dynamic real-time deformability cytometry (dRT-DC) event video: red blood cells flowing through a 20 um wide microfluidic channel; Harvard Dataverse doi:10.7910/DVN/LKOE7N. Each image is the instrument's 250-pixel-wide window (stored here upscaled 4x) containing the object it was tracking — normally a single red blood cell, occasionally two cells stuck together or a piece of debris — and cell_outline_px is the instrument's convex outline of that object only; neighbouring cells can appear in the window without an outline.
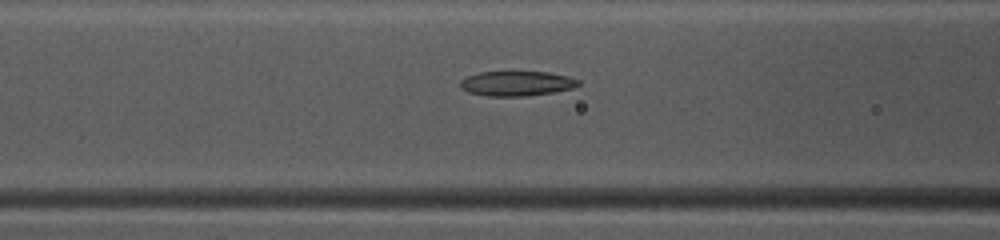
{"species": "common noctule bat (a hibernating species)", "species_latin": "Nyctalus noctula", "temperature_condition": "warm", "stored_images_in_passage": 48, "camera_frame_rate_fps": 3000, "um_per_image_px": 0.085, "animal": {"sex": "female", "body_mass_g": 10.0, "forearm_length_mm": 53.1}, "frame": {"image": 1, "passage_image": 20, "time_ms": 6.333, "image_size_px": [1000, 240], "cell_outline_px": [[580, 84], [572, 88], [552, 92], [524, 96], [488, 96], [468, 92], [460, 88], [460, 80], [468, 76], [480, 72], [512, 68], [548, 72], [568, 76], [580, 80]], "centroid_in_image_um": [43.89, 7.03], "position_along_channel_um": 122.7, "area_um2": 17.98}}
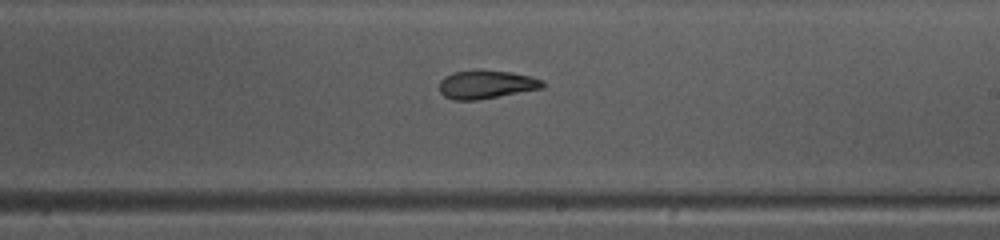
{"frame": {"image": 2, "passage_image": 29, "time_ms": 9.333, "image_size_px": [1000, 240], "cell_outline_px": [[544, 88], [476, 100], [452, 100], [444, 96], [440, 92], [440, 80], [444, 76], [456, 72], [480, 68], [512, 72], [532, 76], [544, 80]], "centroid_in_image_um": [41.34, 7.16], "position_along_channel_um": 247.7, "area_um2": 17.46}}
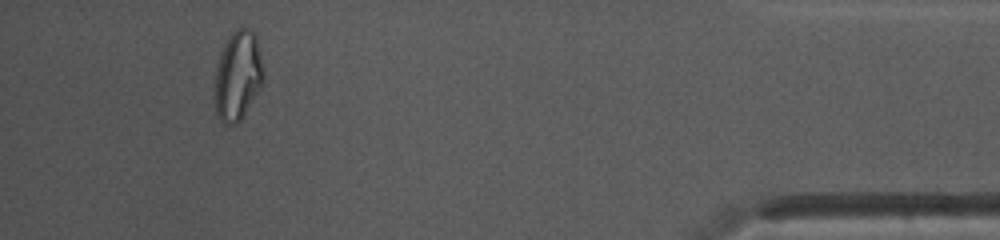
{"frame": {"image": 3, "passage_image": 45, "time_ms": 14.667, "image_size_px": [1000, 240], "cell_outline_px": [[264, 80], [260, 88], [240, 120], [236, 124], [224, 124], [220, 120], [216, 112], [216, 68], [220, 52], [228, 36], [236, 28], [252, 28], [256, 32], [264, 68]], "centroid_in_image_um": [20.25, 6.36], "position_along_channel_um": 415.0, "area_um2": 25.49}, "authors_computed_cell_mechanics": {"area_um2": 18.6116, "velocity_mm_per_s": 4.1708, "shape_relaxation_time_tau1_ms": null, "shape_relaxation_time_tau2_ms": 2.9969, "deformation_change_tau1": null, "deformation_change_tau2": 0.0889}}